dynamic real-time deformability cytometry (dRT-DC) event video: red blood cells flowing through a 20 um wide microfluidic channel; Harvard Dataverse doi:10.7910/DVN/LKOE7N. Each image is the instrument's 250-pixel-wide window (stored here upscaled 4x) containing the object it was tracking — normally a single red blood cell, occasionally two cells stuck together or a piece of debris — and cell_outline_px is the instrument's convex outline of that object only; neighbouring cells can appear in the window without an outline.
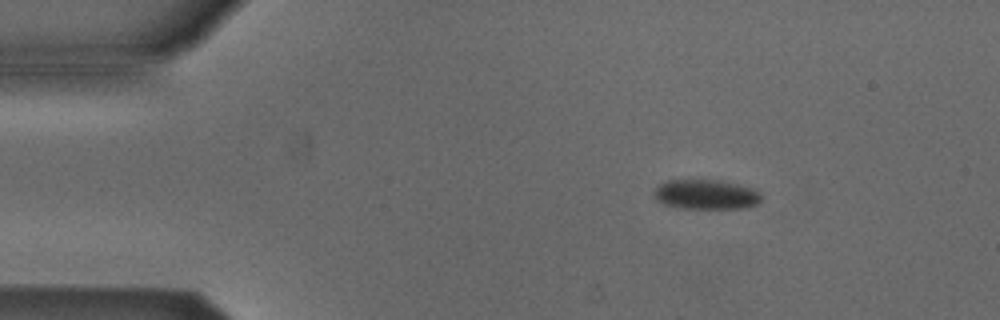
{"species": "Egyptian fruit bat (a non-hibernating species)", "species_latin": "Rousettus aegyptiacus", "temperature_condition": "cold", "stored_images_in_passage": 3, "camera_frame_rate_fps": 3000, "um_per_image_px": 0.085, "animal": {"sex": "male"}, "frame": {"image": 1, "passage_image": 1, "time_ms": 0.0, "image_size_px": [1000, 320], "cell_outline_px": [[764, 196], [756, 204], [744, 208], [684, 208], [664, 204], [656, 196], [656, 188], [660, 184], [668, 180], [720, 180], [740, 184], [756, 188]], "centroid_in_image_um": [60.12, 16.51], "position_along_channel_um": 24.9, "area_um2": 18.5}}